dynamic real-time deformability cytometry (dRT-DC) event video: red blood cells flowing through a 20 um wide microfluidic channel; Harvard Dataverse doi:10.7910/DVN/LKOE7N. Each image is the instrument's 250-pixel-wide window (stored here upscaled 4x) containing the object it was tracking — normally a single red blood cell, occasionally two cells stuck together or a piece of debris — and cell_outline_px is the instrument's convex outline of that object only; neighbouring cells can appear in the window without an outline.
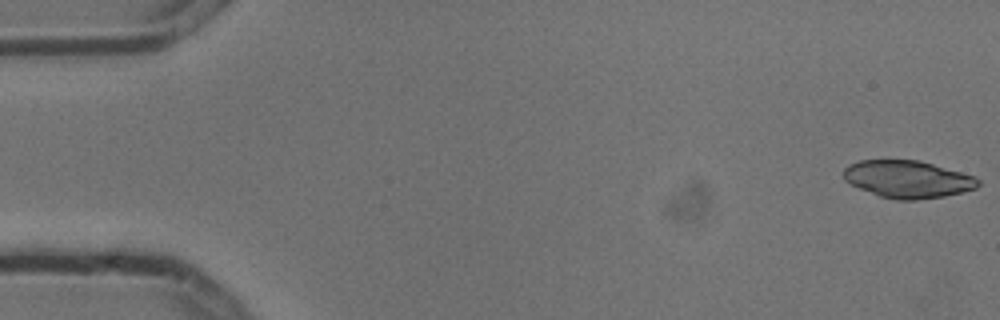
{"species": "common noctule bat (a hibernating species)", "species_latin": "Nyctalus noctula", "temperature_condition": "cold", "stored_images_in_passage": 5, "camera_frame_rate_fps": 3000, "um_per_image_px": 0.085, "animal": {"sex": "male", "body_mass_g": 13.3}, "frame": {"image": 1, "passage_image": 1, "time_ms": 0.0, "image_size_px": [1000, 320], "cell_outline_px": [[980, 184], [976, 188], [944, 196], [916, 200], [896, 200], [880, 196], [860, 188], [844, 180], [844, 168], [848, 164], [860, 160], [920, 160], [960, 172], [972, 176], [980, 180]], "centroid_in_image_um": [77.14, 15.23], "position_along_channel_um": 7.9, "area_um2": 29.07}}